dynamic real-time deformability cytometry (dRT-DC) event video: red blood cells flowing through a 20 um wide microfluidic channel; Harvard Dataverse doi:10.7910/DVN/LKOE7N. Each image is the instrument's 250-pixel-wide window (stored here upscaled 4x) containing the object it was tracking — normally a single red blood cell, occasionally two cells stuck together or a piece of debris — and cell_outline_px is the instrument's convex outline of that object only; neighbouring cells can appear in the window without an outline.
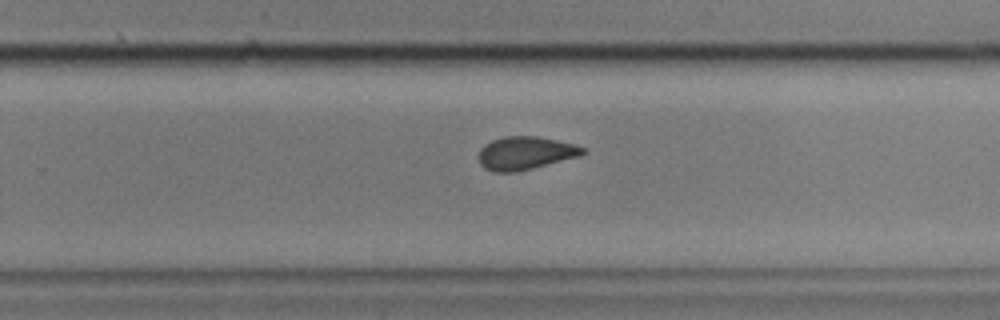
{"species": "common noctule bat (a hibernating species)", "species_latin": "Nyctalus noctula", "temperature_condition": "cold", "stored_images_in_passage": 39, "camera_frame_rate_fps": 3000, "um_per_image_px": 0.085, "animal": {"sex": "male", "body_mass_g": 17.9, "forearm_length_mm": 54.2}, "frame": {"image": 1, "passage_image": 22, "time_ms": 7.0, "image_size_px": [1000, 320], "cell_outline_px": [[588, 152], [580, 156], [516, 172], [492, 172], [484, 168], [480, 164], [476, 156], [480, 148], [484, 144], [492, 140], [504, 136], [536, 136], [556, 140], [572, 144], [584, 148]], "centroid_in_image_um": [44.59, 13.02], "position_along_channel_um": 285.2, "area_um2": 20.23}}
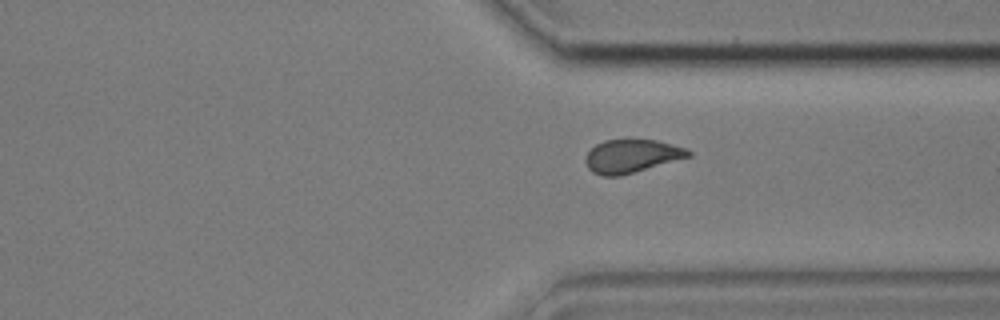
{"frame": {"image": 2, "passage_image": 28, "time_ms": 9.0, "image_size_px": [1000, 320], "cell_outline_px": [[692, 156], [620, 176], [604, 176], [592, 172], [588, 168], [584, 160], [588, 152], [596, 144], [604, 140], [656, 140], [688, 148], [692, 152]], "centroid_in_image_um": [53.7, 13.27], "position_along_channel_um": 357.7, "area_um2": 19.94}}
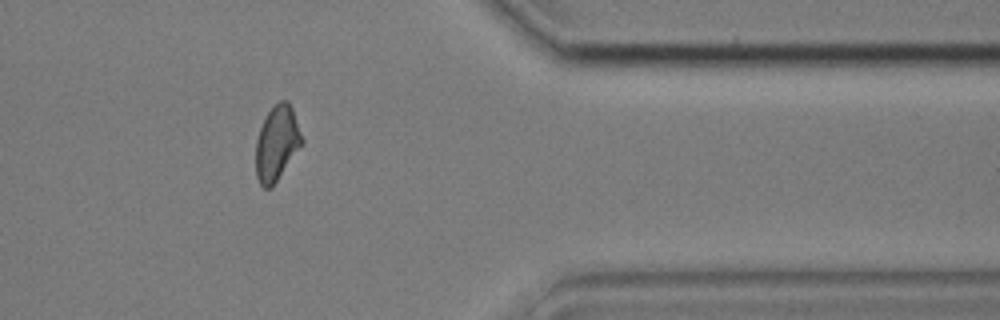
{"frame": {"image": 3, "passage_image": 32, "time_ms": 10.333, "image_size_px": [1000, 320], "cell_outline_px": [[304, 144], [272, 188], [264, 188], [260, 184], [256, 176], [256, 140], [260, 128], [272, 104], [280, 100], [288, 100], [292, 108], [304, 140]], "centroid_in_image_um": [23.55, 12.18], "position_along_channel_um": 387.8, "area_um2": 20.46}, "authors_computed_cell_mechanics": {"area_um2": 20.23, "velocity_mm_per_s": 3.6206, "shape_relaxation_time_tau1_ms": 5.4412, "shape_relaxation_time_tau2_ms": 2.114, "deformation_change_tau1": 0.1286, "deformation_change_tau2": 0.0699}}